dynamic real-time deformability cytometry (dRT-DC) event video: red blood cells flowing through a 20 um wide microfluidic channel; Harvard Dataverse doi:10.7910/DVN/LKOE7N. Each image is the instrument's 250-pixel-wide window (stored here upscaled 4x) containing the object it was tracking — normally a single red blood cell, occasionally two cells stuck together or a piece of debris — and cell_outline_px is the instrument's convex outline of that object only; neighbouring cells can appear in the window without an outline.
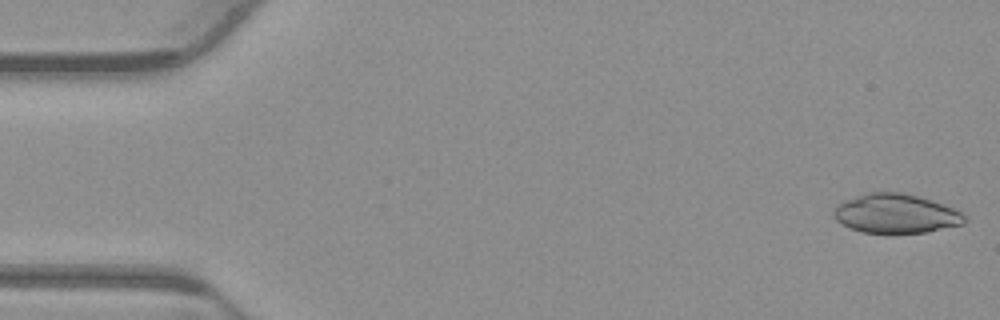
{"species": "common noctule bat (a hibernating species)", "species_latin": "Nyctalus noctula", "temperature_condition": "warm", "stored_images_in_passage": 52, "camera_frame_rate_fps": 3000, "um_per_image_px": 0.085, "animal": {"sex": "male", "body_mass_g": 23.1, "forearm_length_mm": 52.7}, "frame": {"image": 1, "passage_image": 1, "time_ms": 0.0, "image_size_px": [1000, 320], "cell_outline_px": [[968, 220], [964, 224], [928, 232], [892, 236], [864, 232], [852, 228], [836, 220], [832, 216], [832, 212], [844, 200], [868, 192], [900, 192], [916, 196], [952, 208], [960, 212]], "centroid_in_image_um": [76.14, 18.21], "position_along_channel_um": 8.9, "area_um2": 30.23}}